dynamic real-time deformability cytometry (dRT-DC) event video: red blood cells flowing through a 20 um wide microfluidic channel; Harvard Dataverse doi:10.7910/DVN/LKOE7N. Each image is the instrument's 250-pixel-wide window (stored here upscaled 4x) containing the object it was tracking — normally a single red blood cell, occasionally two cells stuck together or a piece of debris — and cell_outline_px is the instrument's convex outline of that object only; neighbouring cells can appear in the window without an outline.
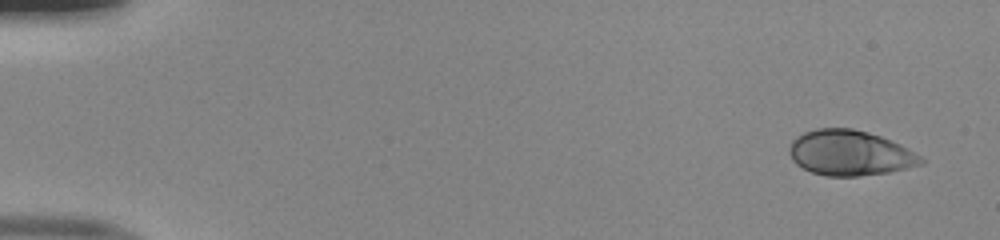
{"species": "human", "species_latin": "Homo sapiens", "temperature_condition": "room temperature", "stored_images_in_passage": 49, "camera_frame_rate_fps": 3000, "um_per_image_px": 0.085, "donor": {"sex": "male"}, "frame": {"image": 1, "passage_image": 1, "time_ms": 0.0, "image_size_px": [1000, 240], "cell_outline_px": [[924, 164], [888, 172], [860, 176], [828, 176], [812, 172], [796, 164], [792, 160], [788, 148], [792, 140], [796, 136], [804, 132], [816, 128], [852, 128], [868, 132], [880, 136], [900, 144], [920, 156], [924, 160]], "centroid_in_image_um": [72.22, 13.0], "position_along_channel_um": 12.8, "area_um2": 34.68}}
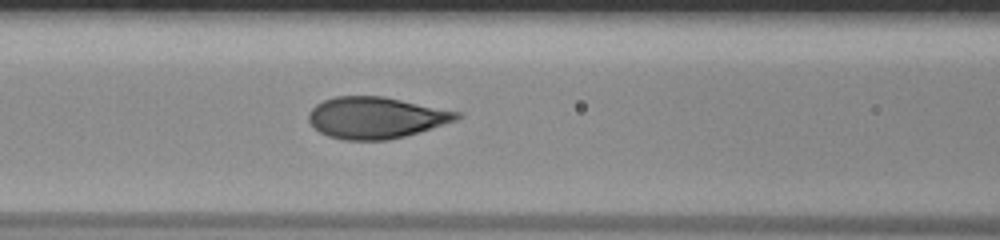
{"frame": {"image": 2, "passage_image": 21, "time_ms": 6.667, "image_size_px": [1000, 240], "cell_outline_px": [[464, 116], [456, 120], [420, 132], [388, 140], [344, 140], [328, 136], [320, 132], [308, 120], [308, 112], [316, 104], [324, 100], [336, 96], [384, 96], [460, 112]], "centroid_in_image_um": [31.95, 10.0], "position_along_channel_um": 134.6, "area_um2": 35.84}}
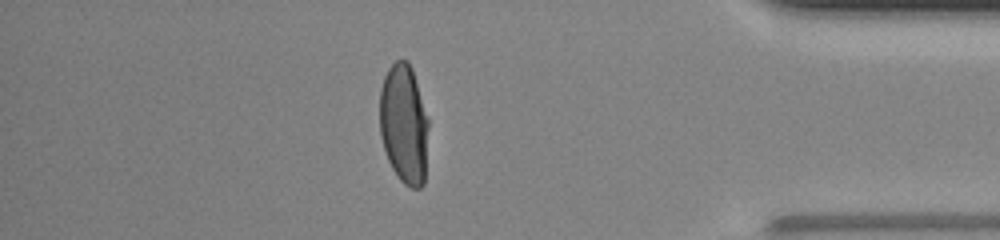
{"frame": {"image": 3, "passage_image": 43, "time_ms": 14.0, "image_size_px": [1000, 240], "cell_outline_px": [[428, 128], [424, 184], [420, 188], [412, 188], [404, 184], [400, 180], [392, 168], [388, 160], [380, 136], [380, 88], [384, 76], [388, 68], [396, 60], [408, 60], [412, 68], [428, 120]], "centroid_in_image_um": [34.32, 10.55], "position_along_channel_um": 400.9, "area_um2": 34.04}, "authors_computed_cell_mechanics": {"area_um2": 35.7782, "velocity_mm_per_s": 4.04, "shape_relaxation_time_tau1_ms": 5.133, "shape_relaxation_time_tau2_ms": null, "deformation_change_tau1": 0.2313, "deformation_change_tau2": null}}